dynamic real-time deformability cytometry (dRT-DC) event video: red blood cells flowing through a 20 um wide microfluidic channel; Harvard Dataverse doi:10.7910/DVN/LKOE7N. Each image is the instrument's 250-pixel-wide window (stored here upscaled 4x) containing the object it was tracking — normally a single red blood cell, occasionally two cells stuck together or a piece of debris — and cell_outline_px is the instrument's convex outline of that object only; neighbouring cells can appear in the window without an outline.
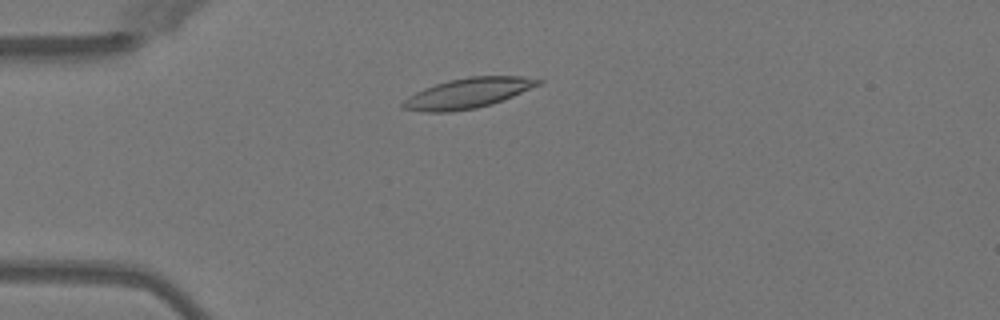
{"species": "Egyptian fruit bat (a non-hibernating species)", "species_latin": "Rousettus aegyptiacus", "temperature_condition": "warm", "stored_images_in_passage": 38, "camera_frame_rate_fps": 3000, "um_per_image_px": 0.085, "animal": {"sex": "female"}, "frame": {"image": 1, "passage_image": 1, "time_ms": 0.0, "image_size_px": [1000, 320], "cell_outline_px": [[544, 84], [492, 104], [476, 108], [452, 112], [424, 112], [400, 108], [400, 104], [408, 96], [424, 88], [448, 80], [468, 76], [520, 76], [544, 80]], "centroid_in_image_um": [39.79, 7.92], "position_along_channel_um": 45.2, "area_um2": 24.04}}
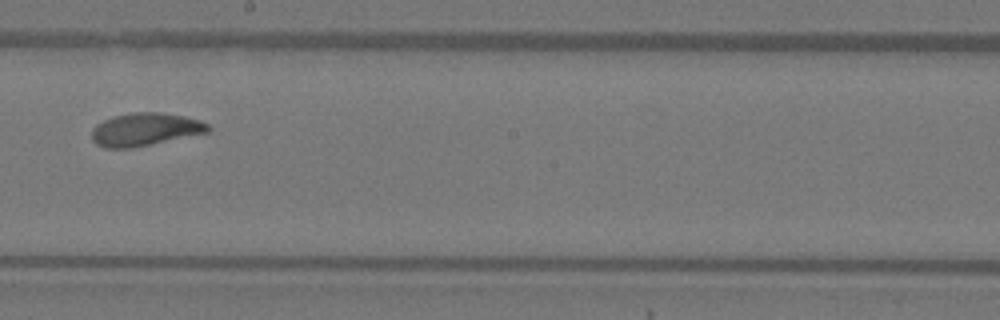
{"frame": {"image": 2, "passage_image": 17, "time_ms": 5.333, "image_size_px": [1000, 320], "cell_outline_px": [[212, 128], [208, 132], [132, 148], [104, 148], [96, 144], [92, 140], [92, 128], [96, 124], [112, 116], [132, 112], [160, 112], [184, 116], [200, 120], [208, 124]], "centroid_in_image_um": [12.31, 10.99], "position_along_channel_um": 235.9, "area_um2": 22.37}}
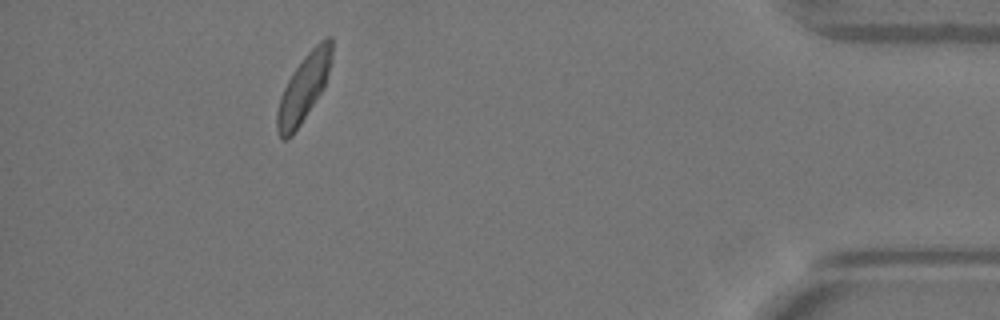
{"frame": {"image": 3, "passage_image": 34, "time_ms": 11.0, "image_size_px": [1000, 320], "cell_outline_px": [[332, 60], [324, 88], [292, 136], [284, 140], [276, 132], [276, 112], [280, 96], [292, 72], [304, 56], [324, 36], [332, 36]], "centroid_in_image_um": [25.82, 7.46], "position_along_channel_um": 409.4, "area_um2": 21.44}, "authors_computed_cell_mechanics": {"area_um2": 21.9062, "velocity_mm_per_s": 4.0013, "shape_relaxation_time_tau1_ms": 3.0715, "shape_relaxation_time_tau2_ms": 3.4869, "deformation_change_tau1": 0.1424, "deformation_change_tau2": 0.0506}}